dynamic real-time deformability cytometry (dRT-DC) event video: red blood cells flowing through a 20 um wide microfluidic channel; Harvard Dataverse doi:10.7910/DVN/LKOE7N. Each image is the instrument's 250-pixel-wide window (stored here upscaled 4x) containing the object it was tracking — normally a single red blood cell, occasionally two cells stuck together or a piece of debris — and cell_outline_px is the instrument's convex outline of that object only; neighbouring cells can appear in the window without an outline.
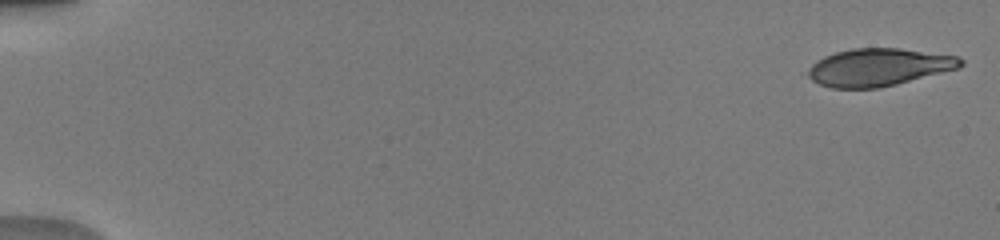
{"species": "human", "species_latin": "Homo sapiens", "temperature_condition": "warm", "stored_images_in_passage": 51, "camera_frame_rate_fps": 3000, "um_per_image_px": 0.085, "donor": {"sex": "male"}, "frame": {"image": 1, "passage_image": 1, "time_ms": 0.0, "image_size_px": [1000, 240], "cell_outline_px": [[964, 64], [960, 68], [880, 88], [832, 88], [820, 84], [812, 80], [804, 72], [816, 60], [824, 56], [836, 52], [852, 48], [900, 48], [956, 56], [964, 60]], "centroid_in_image_um": [74.67, 5.71], "position_along_channel_um": 10.3, "area_um2": 33.52}}
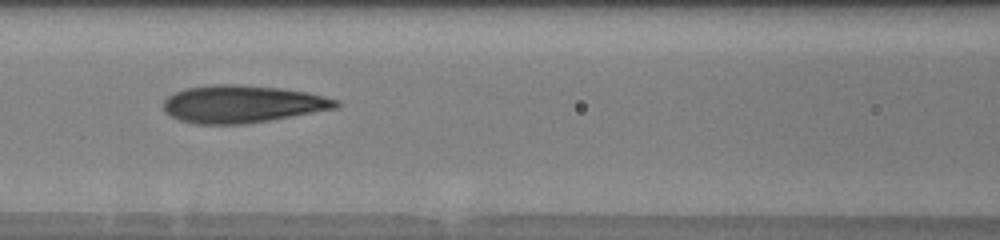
{"frame": {"image": 2, "passage_image": 24, "time_ms": 7.667, "image_size_px": [1000, 240], "cell_outline_px": [[340, 104], [336, 108], [268, 120], [244, 124], [196, 124], [180, 120], [164, 112], [164, 100], [168, 96], [176, 92], [188, 88], [212, 84], [240, 84], [280, 88], [308, 92], [340, 100]], "centroid_in_image_um": [20.59, 8.83], "position_along_channel_um": 146.0, "area_um2": 37.51}}
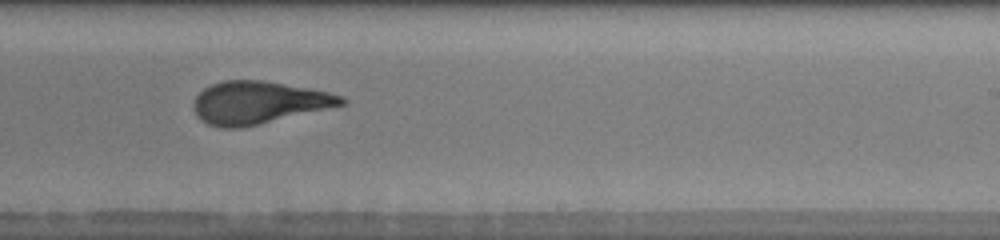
{"frame": {"image": 3, "passage_image": 33, "time_ms": 10.667, "image_size_px": [1000, 240], "cell_outline_px": [[348, 104], [240, 128], [220, 128], [208, 124], [200, 120], [196, 116], [192, 108], [192, 104], [196, 96], [204, 88], [212, 84], [224, 80], [264, 80], [308, 88], [328, 92], [344, 96], [348, 100]], "centroid_in_image_um": [21.96, 8.72], "position_along_channel_um": 267.0, "area_um2": 36.82}, "authors_computed_cell_mechanics": {"area_um2": 35.9516, "velocity_mm_per_s": 4.04, "shape_relaxation_time_tau1_ms": 6.0964, "shape_relaxation_time_tau2_ms": 1.0758, "deformation_change_tau1": 0.2312, "deformation_change_tau2": 0.0903}}